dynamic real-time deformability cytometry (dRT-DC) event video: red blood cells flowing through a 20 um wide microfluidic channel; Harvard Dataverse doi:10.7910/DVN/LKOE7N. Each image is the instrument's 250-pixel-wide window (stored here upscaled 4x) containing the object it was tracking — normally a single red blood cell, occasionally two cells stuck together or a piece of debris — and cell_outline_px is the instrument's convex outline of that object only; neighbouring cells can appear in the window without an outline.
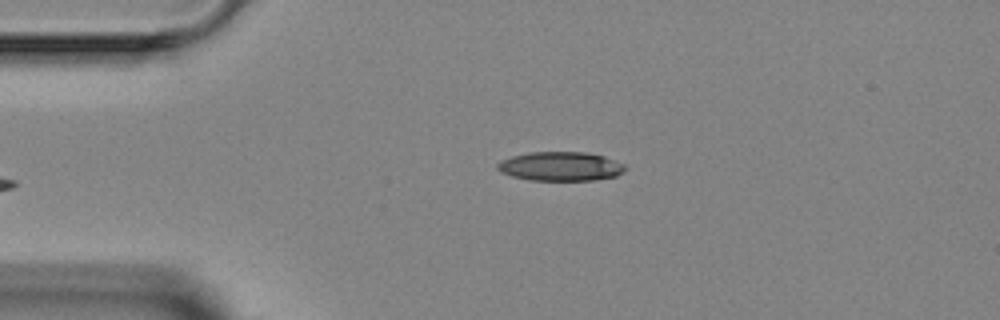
{"species": "Egyptian fruit bat (a non-hibernating species)", "species_latin": "Rousettus aegyptiacus", "temperature_condition": "room temperature", "stored_images_in_passage": 3, "camera_frame_rate_fps": 3000, "um_per_image_px": 0.085, "animal": {"sex": "female"}, "frame": {"image": 1, "passage_image": 3, "time_ms": 2.333, "image_size_px": [1000, 320], "cell_outline_px": [[628, 168], [624, 172], [616, 176], [592, 180], [532, 180], [512, 176], [500, 172], [496, 168], [496, 164], [500, 160], [512, 156], [528, 152], [584, 152], [604, 156], [624, 164]], "centroid_in_image_um": [47.64, 14.13], "position_along_channel_um": 37.4, "area_um2": 21.73}}